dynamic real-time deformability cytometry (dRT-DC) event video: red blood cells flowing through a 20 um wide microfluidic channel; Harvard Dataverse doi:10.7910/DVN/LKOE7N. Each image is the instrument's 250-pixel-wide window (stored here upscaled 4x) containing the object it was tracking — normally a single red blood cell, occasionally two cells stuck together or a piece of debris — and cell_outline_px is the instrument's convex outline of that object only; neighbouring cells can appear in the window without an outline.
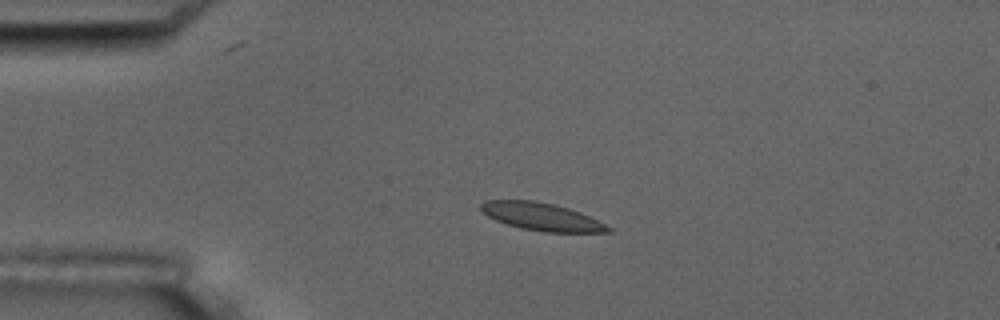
{"species": "common noctule bat (a hibernating species)", "species_latin": "Nyctalus noctula", "temperature_condition": "room temperature", "stored_images_in_passage": 4, "camera_frame_rate_fps": 3000, "um_per_image_px": 0.085, "animal": {"sex": "male", "body_mass_g": 17.5, "forearm_length_mm": 52.3}, "frame": {"image": 1, "passage_image": 3, "time_ms": 2.333, "image_size_px": [1000, 320], "cell_outline_px": [[616, 232], [544, 232], [520, 228], [496, 220], [488, 216], [480, 208], [480, 204], [484, 200], [532, 200], [552, 204], [568, 208], [580, 212], [612, 228]], "centroid_in_image_um": [46.03, 18.42], "position_along_channel_um": 39.0, "area_um2": 20.35}}